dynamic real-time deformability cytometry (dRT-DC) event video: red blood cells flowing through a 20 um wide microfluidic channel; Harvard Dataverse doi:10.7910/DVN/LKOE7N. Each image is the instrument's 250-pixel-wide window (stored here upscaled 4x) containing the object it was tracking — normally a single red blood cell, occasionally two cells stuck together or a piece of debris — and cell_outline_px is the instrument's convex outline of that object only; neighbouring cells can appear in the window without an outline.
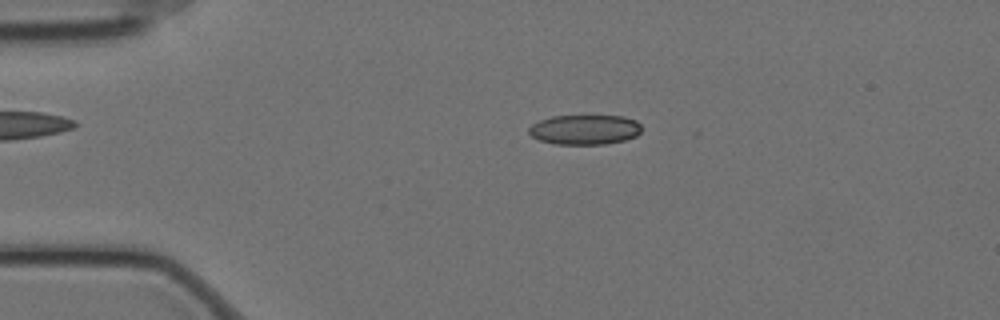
{"species": "Egyptian fruit bat (a non-hibernating species)", "species_latin": "Rousettus aegyptiacus", "temperature_condition": "cold", "stored_images_in_passage": 57, "camera_frame_rate_fps": 3000, "um_per_image_px": 0.085, "animal": {"sex": "female"}, "frame": {"image": 1, "passage_image": 11, "time_ms": 3.333, "image_size_px": [1000, 320], "cell_outline_px": [[640, 132], [636, 136], [624, 140], [604, 144], [556, 144], [540, 140], [532, 136], [528, 132], [528, 128], [532, 124], [540, 120], [552, 116], [624, 116], [636, 120], [640, 124]], "centroid_in_image_um": [49.7, 11.01], "position_along_channel_um": 35.3, "area_um2": 19.54}}
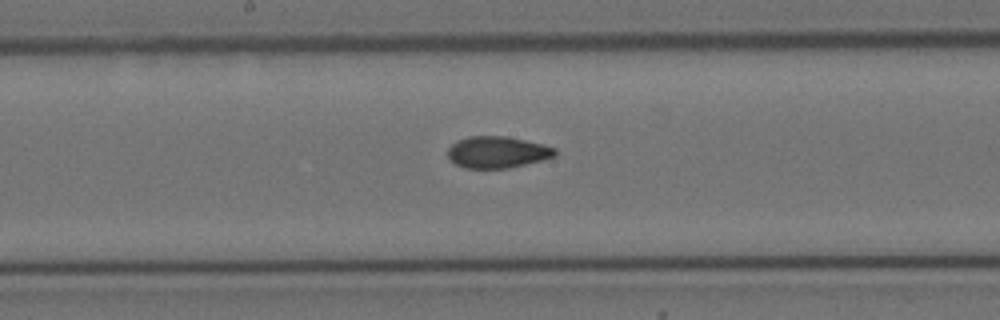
{"frame": {"image": 2, "passage_image": 29, "time_ms": 9.333, "image_size_px": [1000, 320], "cell_outline_px": [[556, 156], [544, 160], [508, 168], [464, 168], [456, 164], [448, 156], [448, 148], [456, 140], [468, 136], [504, 136], [544, 144], [556, 148]], "centroid_in_image_um": [42.29, 12.93], "position_along_channel_um": 205.9, "area_um2": 19.83}}
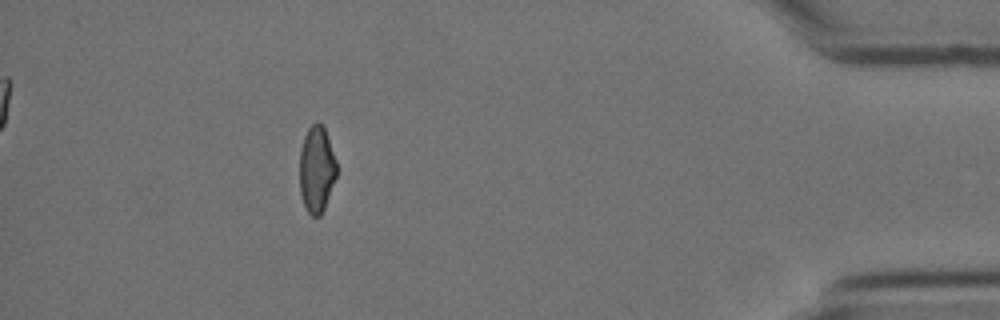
{"frame": {"image": 3, "passage_image": 51, "time_ms": 16.667, "image_size_px": [1000, 320], "cell_outline_px": [[336, 176], [324, 208], [320, 216], [312, 216], [308, 212], [304, 204], [300, 192], [300, 148], [304, 136], [308, 128], [316, 120], [324, 128], [336, 160]], "centroid_in_image_um": [26.9, 14.38], "position_along_channel_um": 408.3, "area_um2": 18.44}, "authors_computed_cell_mechanics": {"area_um2": 19.8254, "velocity_mm_per_s": 3.4783, "shape_relaxation_time_tau1_ms": 8.8725, "shape_relaxation_time_tau2_ms": 2.9122, "deformation_change_tau1": 0.154, "deformation_change_tau2": 0.0709}}